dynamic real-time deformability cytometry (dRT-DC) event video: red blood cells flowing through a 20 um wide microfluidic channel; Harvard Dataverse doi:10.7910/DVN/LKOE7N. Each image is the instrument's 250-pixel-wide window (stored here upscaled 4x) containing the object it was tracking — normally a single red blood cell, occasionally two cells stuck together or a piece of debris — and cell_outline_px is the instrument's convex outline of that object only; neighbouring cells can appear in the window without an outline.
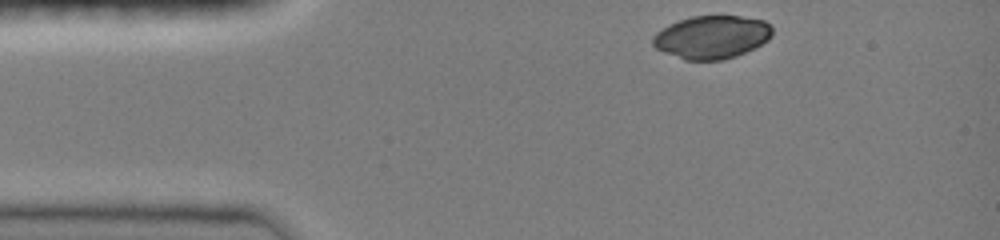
{"species": "common noctule bat (a hibernating species)", "species_latin": "Nyctalus noctula", "temperature_condition": "room temperature", "stored_images_in_passage": 35, "camera_frame_rate_fps": 3000, "um_per_image_px": 0.085, "animal": {"sex": "female", "body_mass_g": 19.0, "forearm_length_mm": 51.5}, "frame": {"image": 1, "passage_image": 1, "time_ms": 0.0, "image_size_px": [1000, 240], "cell_outline_px": [[772, 36], [768, 40], [756, 48], [736, 56], [724, 60], [684, 60], [664, 52], [656, 48], [652, 44], [652, 36], [656, 32], [668, 24], [692, 16], [740, 16], [764, 20], [772, 28]], "centroid_in_image_um": [60.5, 3.16], "position_along_channel_um": 24.5, "area_um2": 30.17}}
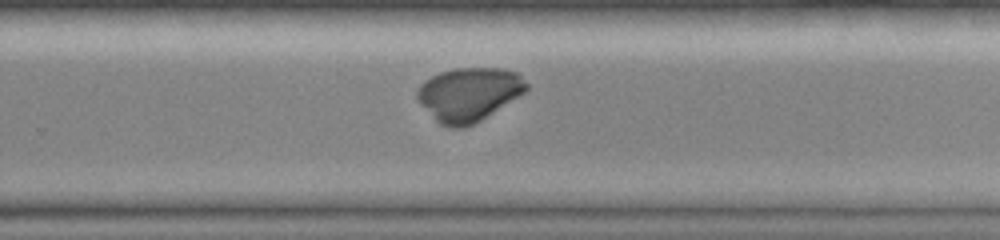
{"frame": {"image": 2, "passage_image": 25, "time_ms": 8.0, "image_size_px": [1000, 240], "cell_outline_px": [[528, 88], [524, 92], [480, 120], [464, 128], [448, 128], [440, 124], [436, 120], [416, 96], [416, 92], [420, 84], [424, 80], [440, 72], [456, 68], [500, 68], [516, 72], [528, 84]], "centroid_in_image_um": [39.84, 8.0], "position_along_channel_um": 290.0, "area_um2": 33.58}}
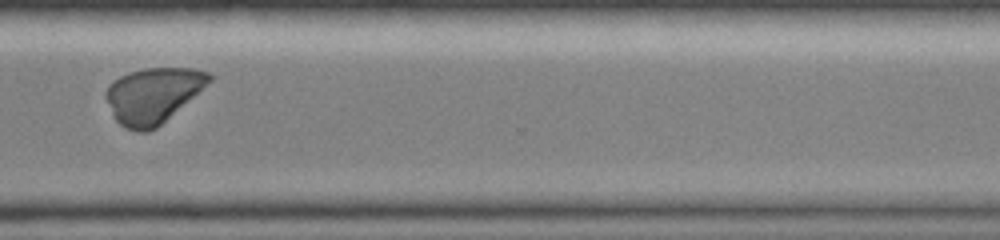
{"frame": {"image": 3, "passage_image": 30, "time_ms": 9.667, "image_size_px": [1000, 240], "cell_outline_px": [[212, 80], [156, 128], [148, 132], [136, 132], [124, 128], [112, 116], [104, 96], [104, 92], [108, 84], [120, 76], [128, 72], [144, 68], [192, 68], [208, 72], [212, 76]], "centroid_in_image_um": [12.94, 8.1], "position_along_channel_um": 357.7, "area_um2": 33.35}}